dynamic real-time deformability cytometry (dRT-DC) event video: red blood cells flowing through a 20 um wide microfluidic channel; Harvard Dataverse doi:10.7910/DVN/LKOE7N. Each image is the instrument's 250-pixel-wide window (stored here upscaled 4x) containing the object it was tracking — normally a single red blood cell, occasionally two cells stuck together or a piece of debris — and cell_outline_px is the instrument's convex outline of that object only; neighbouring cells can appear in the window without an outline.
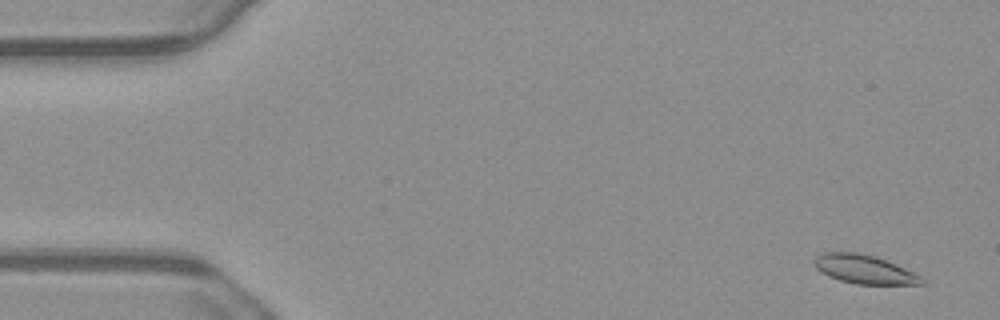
{"species": "common noctule bat (a hibernating species)", "species_latin": "Nyctalus noctula", "temperature_condition": "warm", "stored_images_in_passage": 55, "camera_frame_rate_fps": 3000, "um_per_image_px": 0.085, "animal": {"sex": "male", "body_mass_g": 23.1, "forearm_length_mm": 52.7}, "frame": {"image": 1, "passage_image": 3, "time_ms": 0.667, "image_size_px": [1000, 320], "cell_outline_px": [[924, 284], [856, 284], [840, 280], [828, 276], [820, 272], [812, 264], [812, 260], [816, 256], [824, 252], [856, 252], [876, 256], [904, 268], [920, 276], [924, 280]], "centroid_in_image_um": [73.39, 22.88], "position_along_channel_um": 11.6, "area_um2": 17.98}}
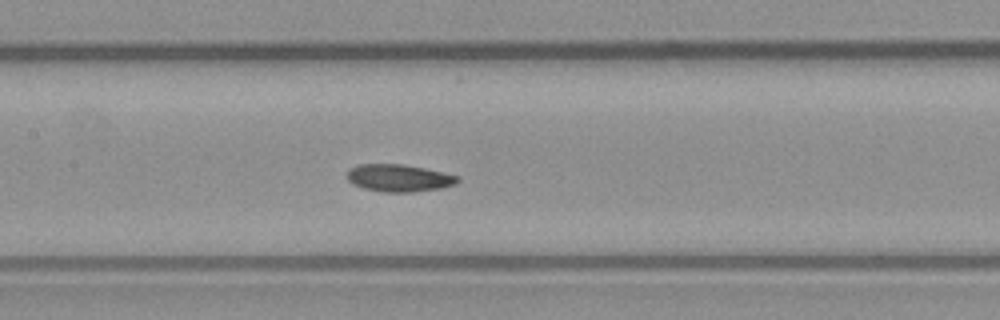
{"frame": {"image": 2, "passage_image": 26, "time_ms": 8.333, "image_size_px": [1000, 320], "cell_outline_px": [[460, 180], [456, 184], [440, 188], [412, 192], [384, 192], [364, 188], [352, 184], [348, 180], [348, 168], [356, 164], [404, 164], [444, 172], [460, 176]], "centroid_in_image_um": [33.91, 15.12], "position_along_channel_um": 173.5, "area_um2": 17.74}}
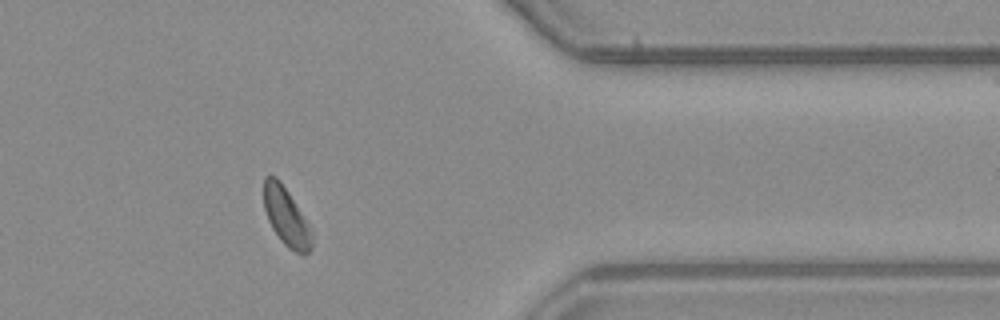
{"frame": {"image": 3, "passage_image": 45, "time_ms": 14.667, "image_size_px": [1000, 320], "cell_outline_px": [[312, 248], [308, 252], [296, 252], [288, 248], [284, 244], [272, 228], [268, 220], [264, 208], [264, 176], [276, 176], [280, 180], [312, 228]], "centroid_in_image_um": [24.33, 18.41], "position_along_channel_um": 387.1, "area_um2": 16.18}, "authors_computed_cell_mechanics": {"area_um2": 17.629, "velocity_mm_per_s": 3.7067, "shape_relaxation_time_tau1_ms": 11.1658, "shape_relaxation_time_tau2_ms": 3.2843, "deformation_change_tau1": 0.2069, "deformation_change_tau2": 0.0762}}